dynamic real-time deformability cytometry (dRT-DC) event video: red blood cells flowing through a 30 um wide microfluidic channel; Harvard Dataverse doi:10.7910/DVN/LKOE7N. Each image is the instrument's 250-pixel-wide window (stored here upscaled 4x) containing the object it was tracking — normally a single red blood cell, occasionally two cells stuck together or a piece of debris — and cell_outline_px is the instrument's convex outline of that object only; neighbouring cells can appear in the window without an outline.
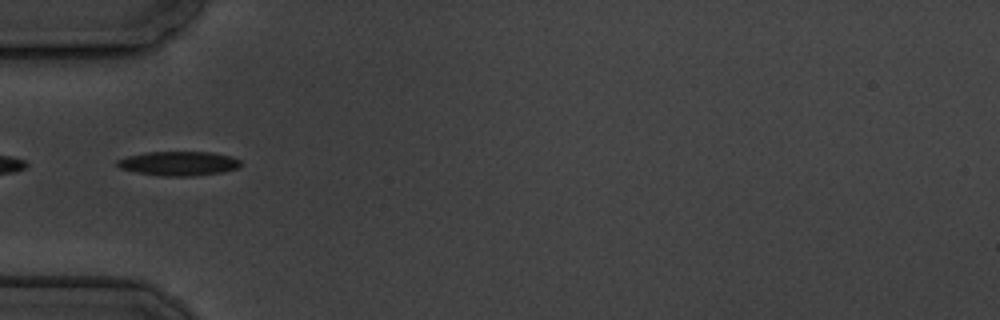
{"species": "common noctule bat (a hibernating species)", "species_latin": "Nyctalus noctula", "temperature_condition": "cold", "stored_images_in_passage": 9, "segment_of_instrument_passage": [2, 2], "camera_frame_rate_fps": 3000, "um_per_image_px": 0.085, "animal": {"sex": "male", "body_mass_g": 19.5, "forearm_length_mm": 54.6}, "frame": {"image": 1, "passage_image": 5, "time_ms": 4.667, "image_size_px": [1000, 320], "cell_outline_px": [[240, 164], [236, 168], [224, 172], [192, 176], [160, 176], [136, 172], [120, 168], [116, 164], [116, 160], [128, 156], [144, 152], [212, 152], [232, 156], [240, 160]], "centroid_in_image_um": [15.17, 13.89], "position_along_channel_um": 69.8, "area_um2": 17.51}}
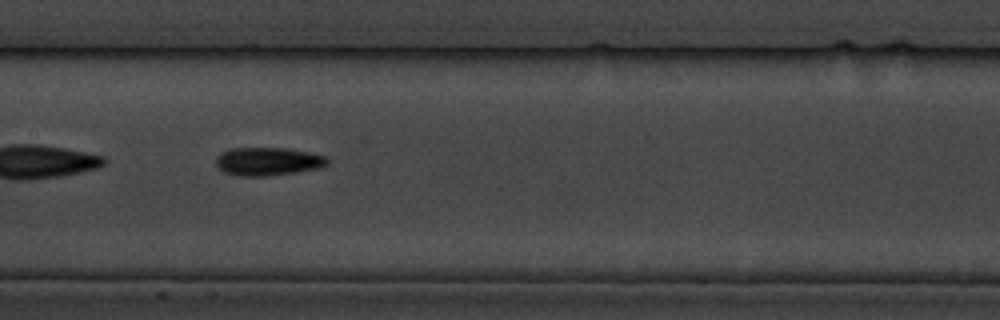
{"frame": {"image": 2, "passage_image": 8, "time_ms": 8.0, "image_size_px": [1000, 320], "cell_outline_px": [[328, 164], [320, 168], [296, 172], [268, 176], [240, 176], [224, 172], [216, 164], [216, 156], [220, 152], [228, 148], [288, 148], [308, 152], [324, 156], [328, 160]], "centroid_in_image_um": [22.75, 13.72], "position_along_channel_um": 184.7, "area_um2": 18.38}}
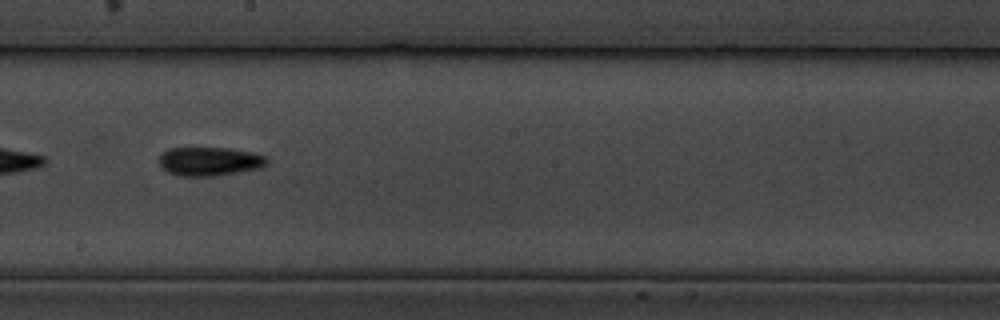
{"frame": {"image": 3, "passage_image": 9, "time_ms": 9.333, "image_size_px": [1000, 320], "cell_outline_px": [[268, 164], [256, 168], [236, 172], [212, 176], [180, 176], [168, 172], [160, 168], [160, 156], [168, 148], [228, 148], [252, 152], [264, 156], [268, 160]], "centroid_in_image_um": [17.77, 13.71], "position_along_channel_um": 230.4, "area_um2": 17.86}}